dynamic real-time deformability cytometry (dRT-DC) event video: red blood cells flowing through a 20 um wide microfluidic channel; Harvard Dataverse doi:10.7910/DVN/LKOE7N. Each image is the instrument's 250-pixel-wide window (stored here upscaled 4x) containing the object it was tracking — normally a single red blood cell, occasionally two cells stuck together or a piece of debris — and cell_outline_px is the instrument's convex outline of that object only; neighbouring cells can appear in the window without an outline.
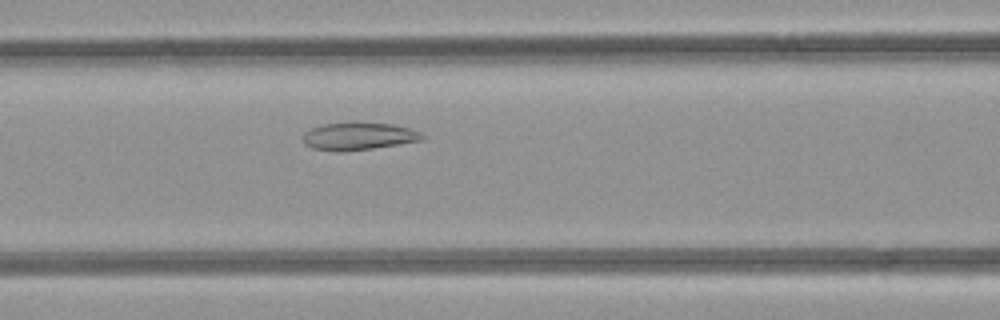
{"species": "common noctule bat (a hibernating species)", "species_latin": "Nyctalus noctula", "temperature_condition": "room temperature", "stored_images_in_passage": 29, "camera_frame_rate_fps": 3000, "um_per_image_px": 0.085, "animal": {"sex": "female", "body_mass_g": 21.9}, "frame": {"image": 1, "passage_image": 6, "time_ms": 1.667, "image_size_px": [1000, 320], "cell_outline_px": [[424, 140], [372, 148], [340, 152], [336, 152], [312, 148], [304, 144], [304, 132], [312, 128], [324, 124], [352, 120], [392, 124], [408, 128], [420, 132], [424, 136]], "centroid_in_image_um": [30.46, 11.55], "position_along_channel_um": 136.1, "area_um2": 19.54}}
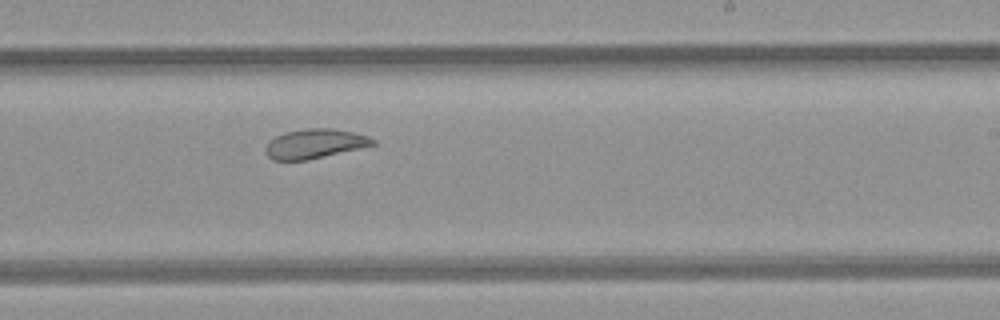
{"frame": {"image": 2, "passage_image": 15, "time_ms": 4.667, "image_size_px": [1000, 320], "cell_outline_px": [[376, 144], [360, 148], [308, 160], [272, 160], [268, 156], [264, 148], [276, 136], [288, 132], [308, 128], [332, 128], [352, 132], [368, 136], [376, 140]], "centroid_in_image_um": [26.78, 12.22], "position_along_channel_um": 262.2, "area_um2": 18.15}}
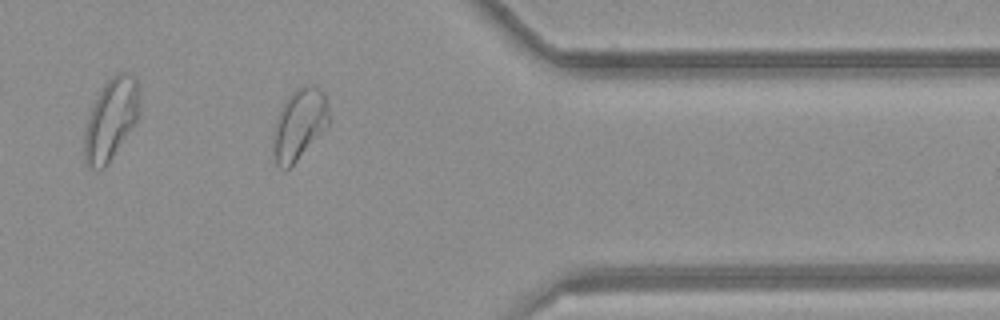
{"frame": {"image": 3, "passage_image": 25, "time_ms": 8.0, "image_size_px": [1000, 320], "cell_outline_px": [[328, 128], [284, 172], [276, 164], [272, 148], [272, 136], [276, 120], [284, 100], [296, 88], [304, 84], [316, 84], [324, 92], [328, 104]], "centroid_in_image_um": [25.44, 10.54], "position_along_channel_um": 386.0, "area_um2": 23.52}, "authors_computed_cell_mechanics": {"area_um2": 19.652, "velocity_mm_per_s": 4.2116, "shape_relaxation_time_tau1_ms": null, "shape_relaxation_time_tau2_ms": 1.8472, "deformation_change_tau1": null, "deformation_change_tau2": 0.0708}}